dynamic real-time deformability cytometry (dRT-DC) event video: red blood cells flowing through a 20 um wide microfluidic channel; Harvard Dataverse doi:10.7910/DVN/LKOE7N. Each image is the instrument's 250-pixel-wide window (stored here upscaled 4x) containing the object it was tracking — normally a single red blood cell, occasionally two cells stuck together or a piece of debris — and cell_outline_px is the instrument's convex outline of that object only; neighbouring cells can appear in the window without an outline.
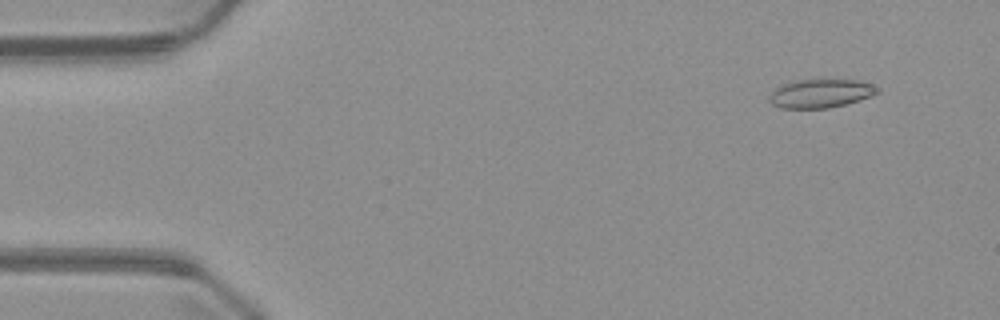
{"species": "common noctule bat (a hibernating species)", "species_latin": "Nyctalus noctula", "temperature_condition": "warm", "stored_images_in_passage": 4, "camera_frame_rate_fps": 3000, "um_per_image_px": 0.085, "animal": {"sex": "male", "body_mass_g": 23.1, "forearm_length_mm": 52.7}, "frame": {"image": 1, "passage_image": 2, "time_ms": 1.0, "image_size_px": [1000, 320], "cell_outline_px": [[880, 92], [872, 96], [844, 104], [828, 108], [780, 108], [772, 104], [768, 100], [768, 96], [780, 84], [796, 80], [824, 76], [856, 80], [872, 84], [880, 88]], "centroid_in_image_um": [69.76, 7.88], "position_along_channel_um": 15.2, "area_um2": 18.9}}